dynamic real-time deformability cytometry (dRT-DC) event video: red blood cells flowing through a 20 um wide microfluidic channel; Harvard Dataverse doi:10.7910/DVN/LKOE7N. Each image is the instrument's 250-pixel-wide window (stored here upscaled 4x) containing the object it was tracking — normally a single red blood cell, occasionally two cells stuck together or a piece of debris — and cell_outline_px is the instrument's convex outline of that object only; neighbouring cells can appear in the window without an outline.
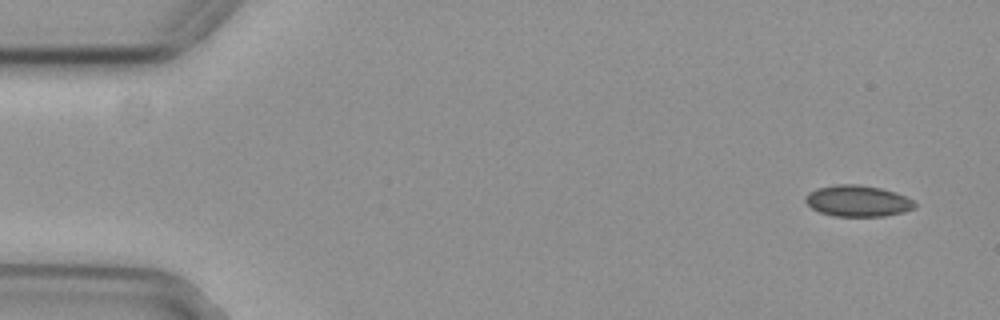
{"species": "common noctule bat (a hibernating species)", "species_latin": "Nyctalus noctula", "temperature_condition": "cold", "stored_images_in_passage": 17, "camera_frame_rate_fps": 3000, "um_per_image_px": 0.085, "animal": {"sex": "female", "body_mass_g": 29.2, "forearm_length_mm": 56.3}, "frame": {"image": 1, "passage_image": 1, "time_ms": 0.0, "image_size_px": [1000, 320], "cell_outline_px": [[916, 208], [904, 212], [884, 216], [836, 216], [820, 212], [812, 208], [804, 200], [804, 196], [808, 192], [816, 188], [836, 184], [860, 184], [880, 188], [896, 192], [912, 200], [916, 204]], "centroid_in_image_um": [72.89, 17.07], "position_along_channel_um": 12.1, "area_um2": 20.0}}
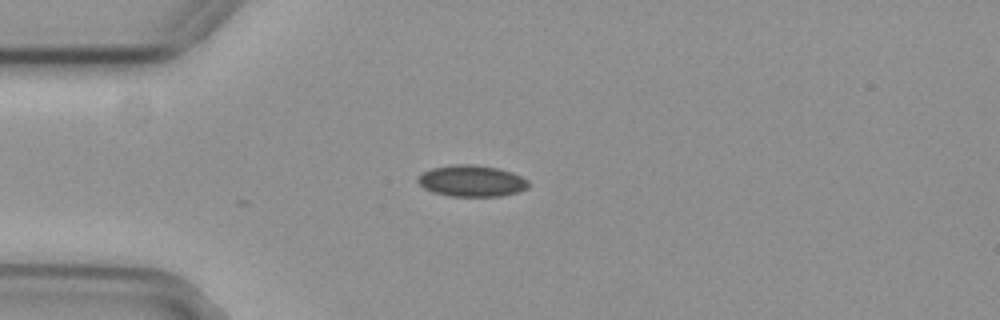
{"frame": {"image": 2, "passage_image": 12, "time_ms": 3.667, "image_size_px": [1000, 320], "cell_outline_px": [[528, 188], [516, 192], [500, 196], [448, 196], [432, 192], [424, 188], [416, 180], [424, 172], [432, 168], [456, 164], [472, 164], [496, 168], [512, 172], [528, 180]], "centroid_in_image_um": [40.08, 15.38], "position_along_channel_um": 44.9, "area_um2": 20.06}}